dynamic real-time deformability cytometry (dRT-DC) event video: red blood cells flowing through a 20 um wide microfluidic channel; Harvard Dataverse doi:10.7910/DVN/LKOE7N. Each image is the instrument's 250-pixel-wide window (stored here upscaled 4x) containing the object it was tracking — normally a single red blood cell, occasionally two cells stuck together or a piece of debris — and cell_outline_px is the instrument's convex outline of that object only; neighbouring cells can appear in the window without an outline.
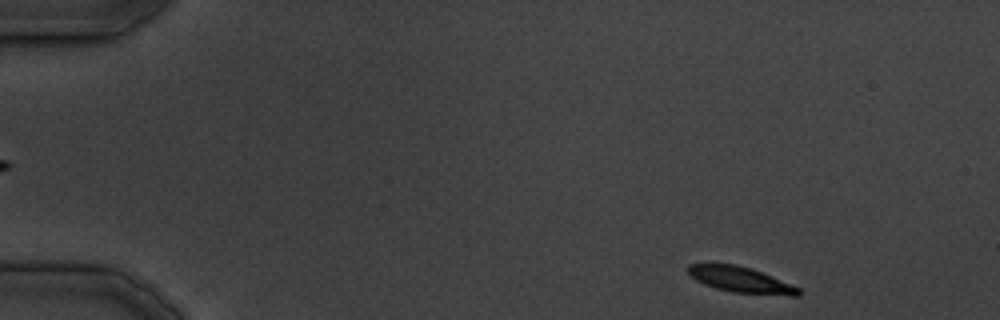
{"species": "common noctule bat (a hibernating species)", "species_latin": "Nyctalus noctula", "temperature_condition": "cold", "stored_images_in_passage": 8, "camera_frame_rate_fps": 3000, "um_per_image_px": 0.085, "animal": {"sex": "male", "body_mass_g": 19.5, "forearm_length_mm": 54.6}, "frame": {"image": 1, "passage_image": 2, "time_ms": 1.0, "image_size_px": [1000, 320], "cell_outline_px": [[800, 296], [792, 296], [732, 292], [716, 288], [704, 284], [696, 280], [688, 272], [688, 264], [736, 264], [752, 268], [792, 284], [800, 288]], "centroid_in_image_um": [63.0, 23.78], "position_along_channel_um": 22.0, "area_um2": 16.53}}